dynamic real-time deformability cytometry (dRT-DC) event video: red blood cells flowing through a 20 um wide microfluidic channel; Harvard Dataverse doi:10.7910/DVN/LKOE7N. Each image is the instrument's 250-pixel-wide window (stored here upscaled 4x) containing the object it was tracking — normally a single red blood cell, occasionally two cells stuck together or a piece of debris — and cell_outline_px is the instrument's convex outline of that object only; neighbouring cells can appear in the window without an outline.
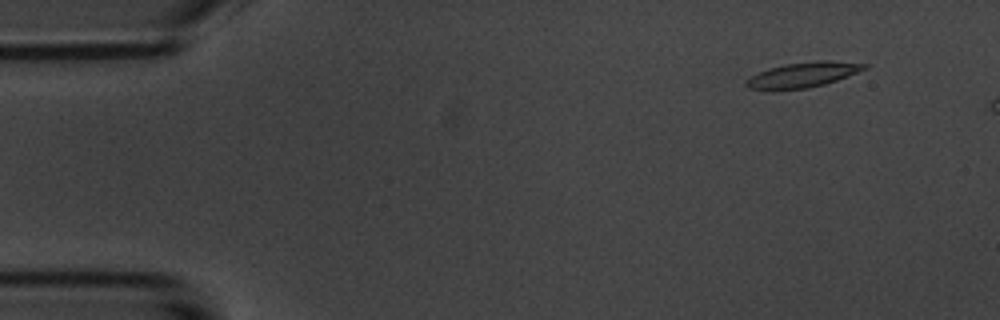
{"species": "common noctule bat (a hibernating species)", "species_latin": "Nyctalus noctula", "temperature_condition": "room temperature", "stored_images_in_passage": 5, "camera_frame_rate_fps": 3000, "um_per_image_px": 0.085, "animal": {"sex": "male", "body_mass_g": 20.1, "forearm_length_mm": 53.5}, "frame": {"image": 1, "passage_image": 2, "time_ms": 1.333, "image_size_px": [1000, 320], "cell_outline_px": [[868, 68], [836, 80], [824, 84], [808, 88], [772, 92], [748, 88], [744, 84], [752, 76], [768, 68], [784, 64], [816, 60], [828, 60], [868, 64]], "centroid_in_image_um": [68.2, 6.38], "position_along_channel_um": 16.8, "area_um2": 17.63}}